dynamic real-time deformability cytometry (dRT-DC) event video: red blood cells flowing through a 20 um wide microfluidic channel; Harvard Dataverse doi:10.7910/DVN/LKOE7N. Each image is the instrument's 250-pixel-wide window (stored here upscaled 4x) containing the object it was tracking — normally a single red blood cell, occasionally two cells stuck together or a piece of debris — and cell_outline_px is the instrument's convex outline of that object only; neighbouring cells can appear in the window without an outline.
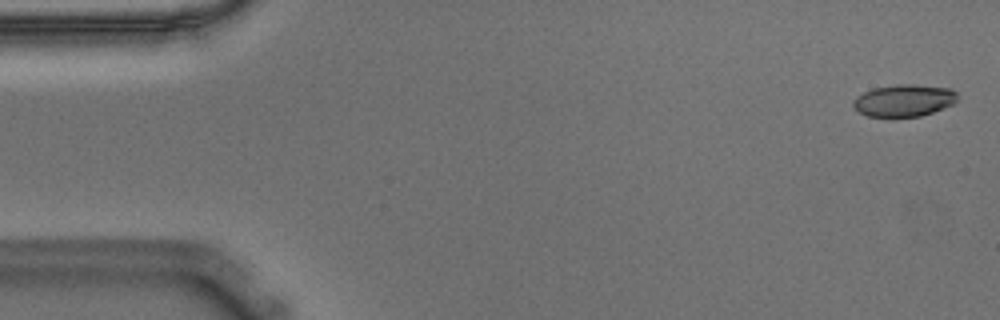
{"species": "Egyptian fruit bat (a non-hibernating species)", "species_latin": "Rousettus aegyptiacus", "temperature_condition": "warm", "stored_images_in_passage": 55, "camera_frame_rate_fps": 3000, "um_per_image_px": 0.085, "animal": {"sex": "male"}, "frame": {"image": 1, "passage_image": 1, "time_ms": 0.0, "image_size_px": [1000, 320], "cell_outline_px": [[956, 100], [952, 104], [932, 112], [920, 116], [892, 120], [868, 116], [860, 112], [852, 104], [852, 100], [856, 96], [872, 88], [896, 84], [908, 84], [952, 88], [956, 92]], "centroid_in_image_um": [76.78, 8.57], "position_along_channel_um": 8.2, "area_um2": 20.0}}
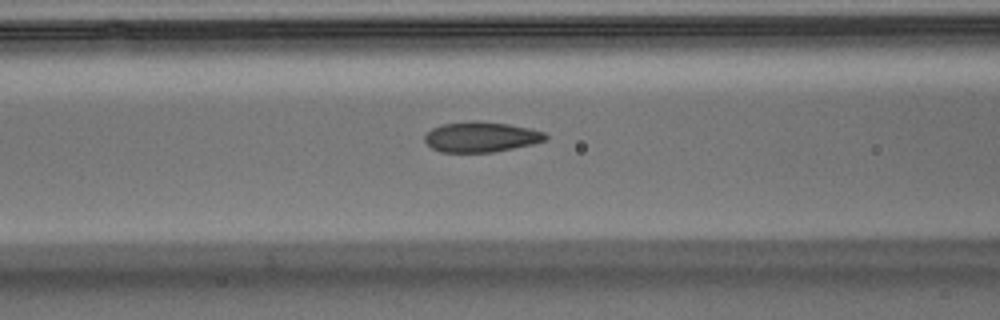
{"frame": {"image": 2, "passage_image": 21, "time_ms": 6.667, "image_size_px": [1000, 320], "cell_outline_px": [[548, 136], [544, 140], [532, 144], [492, 152], [440, 152], [432, 148], [424, 140], [424, 136], [432, 128], [440, 124], [472, 120], [476, 120], [508, 124], [528, 128], [544, 132]], "centroid_in_image_um": [40.84, 11.63], "position_along_channel_um": 125.8, "area_um2": 21.27}}
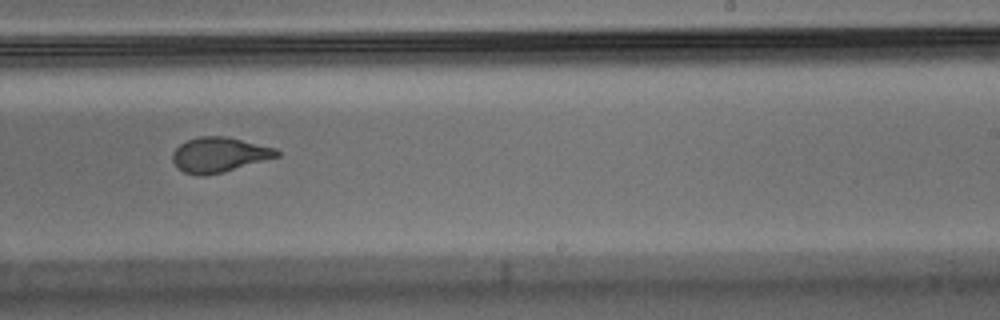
{"frame": {"image": 3, "passage_image": 33, "time_ms": 10.667, "image_size_px": [1000, 320], "cell_outline_px": [[280, 156], [224, 172], [204, 176], [200, 176], [184, 172], [176, 168], [172, 160], [172, 152], [180, 144], [188, 140], [200, 136], [228, 136], [276, 148], [280, 152]], "centroid_in_image_um": [18.63, 13.15], "position_along_channel_um": 270.4, "area_um2": 21.44}, "authors_computed_cell_mechanics": {"area_um2": 21.4438, "velocity_mm_per_s": 3.6159, "shape_relaxation_time_tau1_ms": 6.0007, "shape_relaxation_time_tau2_ms": 1.0661, "deformation_change_tau1": 0.1892, "deformation_change_tau2": 0.064}}